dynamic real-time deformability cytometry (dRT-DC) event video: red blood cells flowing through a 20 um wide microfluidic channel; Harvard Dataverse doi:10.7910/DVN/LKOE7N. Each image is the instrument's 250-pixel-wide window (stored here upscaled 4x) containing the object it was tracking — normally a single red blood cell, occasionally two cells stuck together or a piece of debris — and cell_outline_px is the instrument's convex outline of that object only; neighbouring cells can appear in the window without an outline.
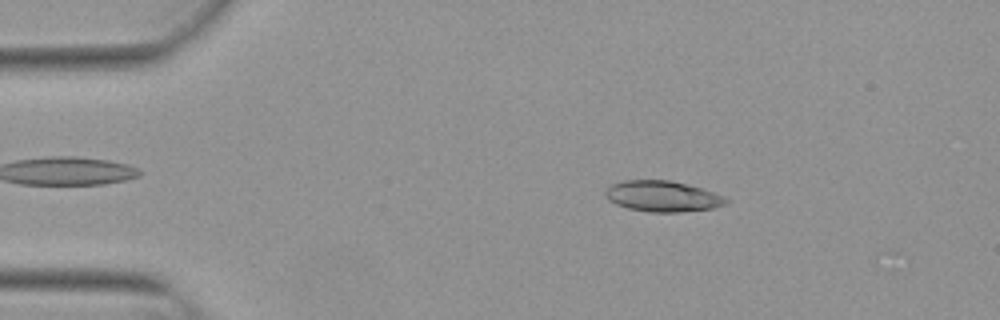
{"species": "Egyptian fruit bat (a non-hibernating species)", "species_latin": "Rousettus aegyptiacus", "temperature_condition": "warm", "stored_images_in_passage": 53, "camera_frame_rate_fps": 3000, "um_per_image_px": 0.085, "animal": {"sex": "female"}, "frame": {"image": 1, "passage_image": 9, "time_ms": 2.667, "image_size_px": [1000, 320], "cell_outline_px": [[728, 204], [712, 208], [680, 212], [648, 212], [628, 208], [616, 204], [608, 200], [604, 192], [612, 184], [624, 180], [668, 180], [688, 184], [724, 196], [728, 200]], "centroid_in_image_um": [56.31, 16.68], "position_along_channel_um": 28.7, "area_um2": 21.62}}
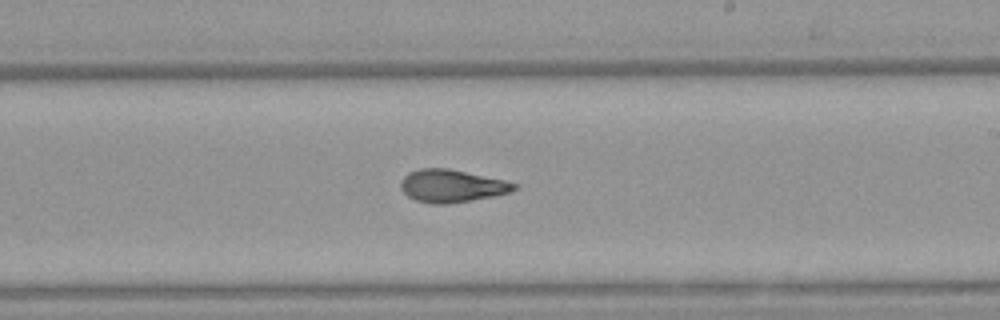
{"frame": {"image": 2, "passage_image": 31, "time_ms": 10.0, "image_size_px": [1000, 320], "cell_outline_px": [[520, 184], [516, 188], [508, 192], [492, 196], [448, 204], [432, 204], [416, 200], [408, 196], [400, 188], [400, 180], [408, 172], [420, 168], [448, 168], [504, 180]], "centroid_in_image_um": [38.36, 15.79], "position_along_channel_um": 250.6, "area_um2": 21.5}}
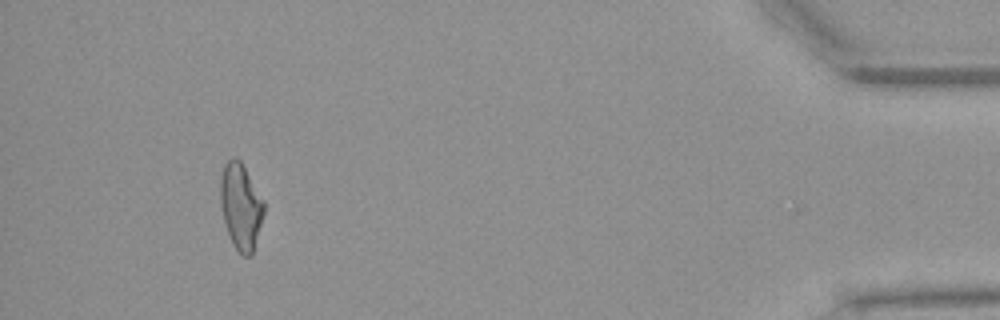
{"frame": {"image": 3, "passage_image": 49, "time_ms": 16.0, "image_size_px": [1000, 320], "cell_outline_px": [[264, 212], [252, 256], [244, 256], [232, 244], [228, 236], [220, 204], [220, 180], [224, 164], [228, 160], [236, 156], [240, 160], [264, 200]], "centroid_in_image_um": [20.46, 17.54], "position_along_channel_um": 414.7, "area_um2": 21.85}, "authors_computed_cell_mechanics": {"area_um2": 21.6172, "velocity_mm_per_s": 3.8467, "shape_relaxation_time_tau1_ms": 6.5669, "shape_relaxation_time_tau2_ms": 2.0884, "deformation_change_tau1": 0.2009, "deformation_change_tau2": 0.0884}}